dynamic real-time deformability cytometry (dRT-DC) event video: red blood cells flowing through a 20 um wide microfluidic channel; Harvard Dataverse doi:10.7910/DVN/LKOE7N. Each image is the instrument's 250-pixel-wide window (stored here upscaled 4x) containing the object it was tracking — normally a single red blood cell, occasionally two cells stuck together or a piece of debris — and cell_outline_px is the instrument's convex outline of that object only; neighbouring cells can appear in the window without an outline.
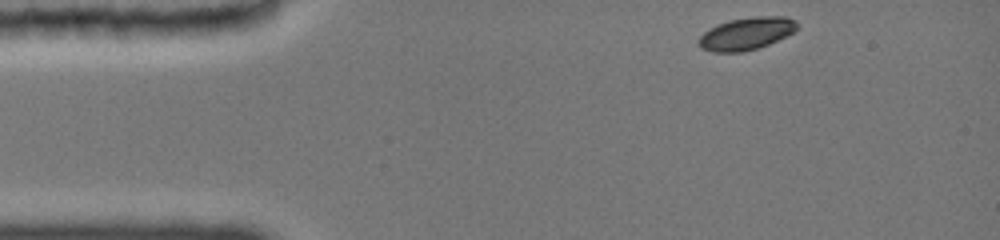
{"species": "common noctule bat (a hibernating species)", "species_latin": "Nyctalus noctula", "temperature_condition": "cold", "stored_images_in_passage": 7, "camera_frame_rate_fps": 3000, "um_per_image_px": 0.085, "animal": {"sex": "female", "body_mass_g": 19.0, "forearm_length_mm": 51.5}, "frame": {"image": 1, "passage_image": 1, "time_ms": 0.0, "image_size_px": [1000, 240], "cell_outline_px": [[796, 28], [792, 32], [768, 44], [744, 52], [712, 52], [700, 48], [700, 36], [704, 32], [716, 24], [732, 20], [756, 16], [784, 16], [796, 20]], "centroid_in_image_um": [63.42, 2.85], "position_along_channel_um": 21.6, "area_um2": 18.26}}